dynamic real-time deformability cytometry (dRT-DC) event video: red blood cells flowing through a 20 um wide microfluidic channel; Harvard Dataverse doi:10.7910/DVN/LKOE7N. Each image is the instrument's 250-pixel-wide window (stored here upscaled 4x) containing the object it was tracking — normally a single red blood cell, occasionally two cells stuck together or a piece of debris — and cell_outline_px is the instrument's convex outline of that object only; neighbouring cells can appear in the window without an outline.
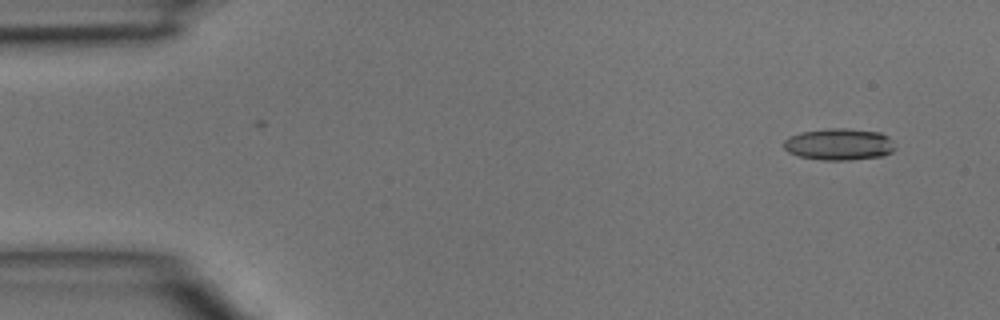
{"species": "common noctule bat (a hibernating species)", "species_latin": "Nyctalus noctula", "temperature_condition": "room temperature", "stored_images_in_passage": 5, "segment_of_instrument_passage": [2, 2], "camera_frame_rate_fps": 3000, "um_per_image_px": 0.085, "animal": {"sex": "male", "body_mass_g": 15.6}, "frame": {"image": 1, "passage_image": 5, "time_ms": 1.333, "image_size_px": [1000, 320], "cell_outline_px": [[896, 148], [892, 152], [884, 156], [848, 160], [824, 160], [800, 156], [788, 152], [784, 148], [784, 140], [788, 136], [800, 132], [832, 128], [844, 128], [880, 132], [888, 136], [892, 140]], "centroid_in_image_um": [71.34, 12.26], "position_along_channel_um": 13.7, "area_um2": 20.69}}